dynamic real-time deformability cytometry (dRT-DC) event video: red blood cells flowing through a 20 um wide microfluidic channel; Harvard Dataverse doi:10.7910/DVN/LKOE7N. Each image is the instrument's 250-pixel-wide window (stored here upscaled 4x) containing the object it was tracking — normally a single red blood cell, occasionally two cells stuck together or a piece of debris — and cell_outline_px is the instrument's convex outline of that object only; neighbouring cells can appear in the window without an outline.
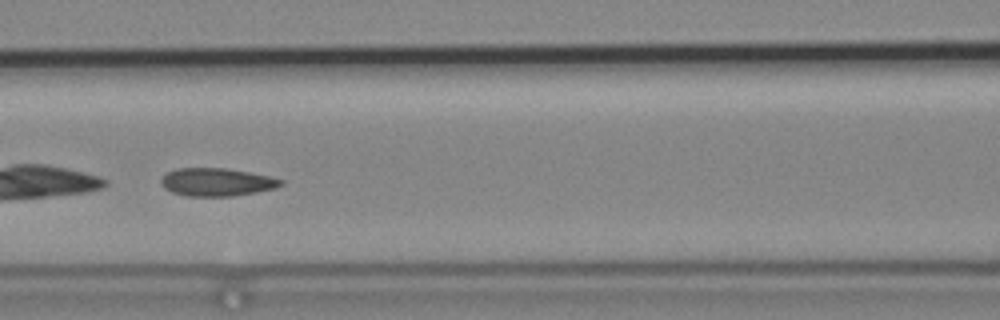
{"species": "common noctule bat (a hibernating species)", "species_latin": "Nyctalus noctula", "temperature_condition": "cold", "stored_images_in_passage": 53, "camera_frame_rate_fps": 3000, "um_per_image_px": 0.085, "animal": {"sex": "male", "body_mass_g": 19.2, "forearm_length_mm": 51.8}, "frame": {"image": 1, "passage_image": 24, "time_ms": 7.667, "image_size_px": [1000, 320], "cell_outline_px": [[284, 184], [276, 188], [256, 192], [232, 196], [188, 196], [172, 192], [164, 188], [160, 184], [160, 180], [168, 172], [176, 168], [228, 168], [272, 176], [284, 180]], "centroid_in_image_um": [18.46, 15.47], "position_along_channel_um": 148.1, "area_um2": 19.71}}
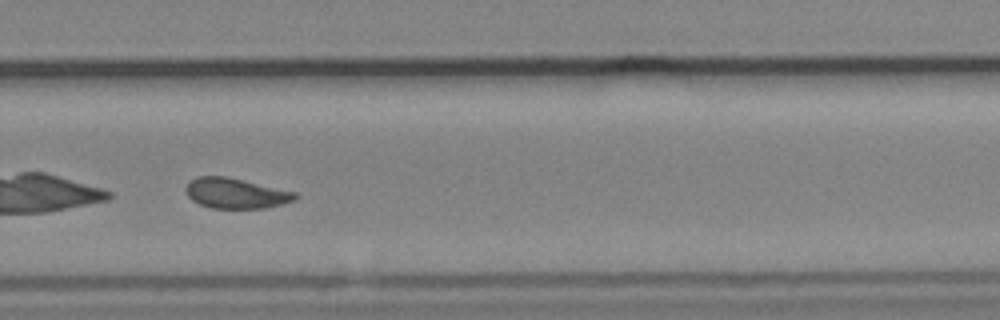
{"frame": {"image": 2, "passage_image": 37, "time_ms": 12.0, "image_size_px": [1000, 320], "cell_outline_px": [[300, 196], [296, 200], [264, 208], [208, 208], [192, 200], [188, 196], [184, 188], [188, 180], [196, 176], [224, 176], [296, 192]], "centroid_in_image_um": [20.0, 16.43], "position_along_channel_um": 309.8, "area_um2": 19.36}, "authors_computed_cell_mechanics": {"area_um2": 20.3456, "velocity_mm_per_s": 3.7464, "shape_relaxation_time_tau1_ms": null, "shape_relaxation_time_tau2_ms": 3.5127, "deformation_change_tau1": null, "deformation_change_tau2": 0.0555}}